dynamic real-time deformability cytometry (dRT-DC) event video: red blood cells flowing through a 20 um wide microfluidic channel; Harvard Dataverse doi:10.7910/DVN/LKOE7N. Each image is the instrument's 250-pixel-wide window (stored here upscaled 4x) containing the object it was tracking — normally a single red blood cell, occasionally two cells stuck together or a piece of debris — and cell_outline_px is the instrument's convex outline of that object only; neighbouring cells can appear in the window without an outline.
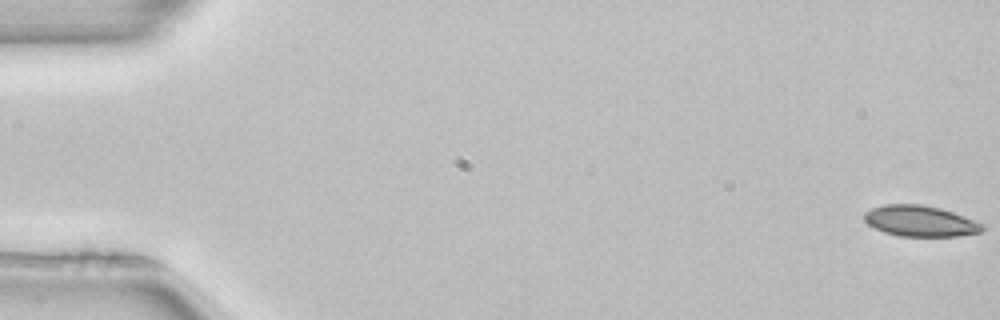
{"species": "common noctule bat (a hibernating species)", "species_latin": "Nyctalus noctula", "temperature_condition": "room temperature", "stored_images_in_passage": 52, "camera_frame_rate_fps": 3000, "um_per_image_px": 0.085, "animal": {"sex": "female", "body_mass_g": 22.7, "forearm_length_mm": 54.2}, "frame": {"image": 1, "passage_image": 1, "time_ms": 0.0, "image_size_px": [1000, 320], "cell_outline_px": [[984, 228], [980, 232], [960, 236], [900, 236], [884, 232], [868, 224], [864, 220], [864, 212], [872, 208], [884, 204], [920, 204], [940, 208], [964, 216], [980, 224]], "centroid_in_image_um": [78.17, 18.78], "position_along_channel_um": 6.8, "area_um2": 21.04}}
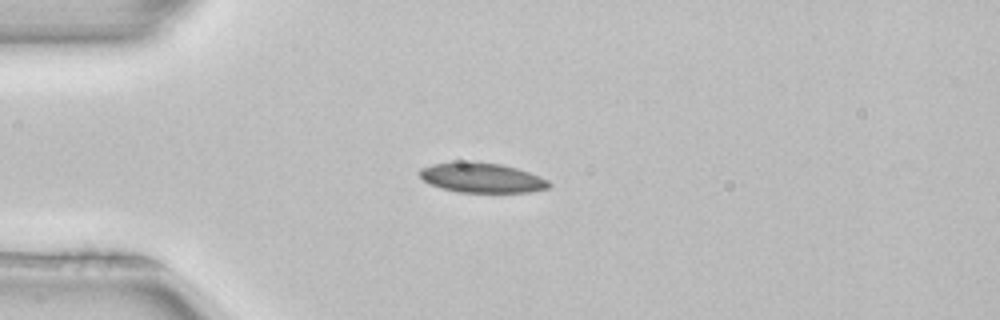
{"frame": {"image": 2, "passage_image": 14, "time_ms": 4.333, "image_size_px": [1000, 320], "cell_outline_px": [[552, 184], [548, 188], [528, 192], [460, 192], [440, 188], [428, 184], [420, 176], [420, 168], [432, 164], [472, 160], [500, 164], [516, 168], [540, 176], [548, 180]], "centroid_in_image_um": [40.94, 15.1], "position_along_channel_um": 44.1, "area_um2": 22.6}}
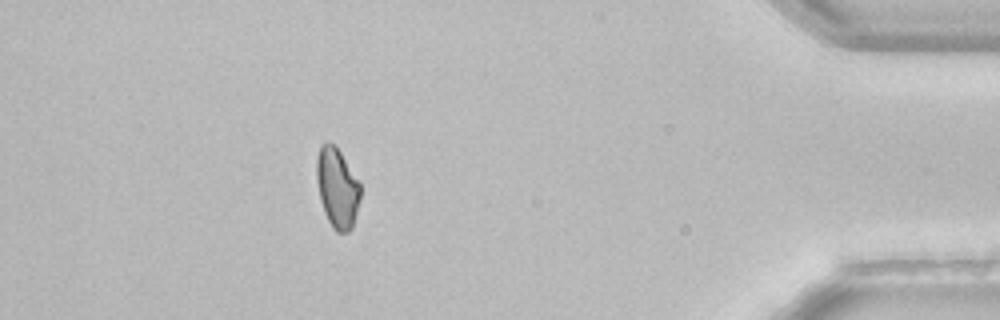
{"frame": {"image": 3, "passage_image": 47, "time_ms": 15.333, "image_size_px": [1000, 320], "cell_outline_px": [[360, 200], [352, 228], [348, 232], [336, 232], [332, 228], [324, 212], [320, 200], [316, 180], [316, 160], [320, 148], [328, 140], [340, 152], [360, 184]], "centroid_in_image_um": [28.65, 16.01], "position_along_channel_um": 406.6, "area_um2": 20.23}, "authors_computed_cell_mechanics": {"area_um2": 21.7328, "velocity_mm_per_s": 3.9593, "shape_relaxation_time_tau1_ms": 4.7695, "shape_relaxation_time_tau2_ms": null, "deformation_change_tau1": 0.1059, "deformation_change_tau2": null}}